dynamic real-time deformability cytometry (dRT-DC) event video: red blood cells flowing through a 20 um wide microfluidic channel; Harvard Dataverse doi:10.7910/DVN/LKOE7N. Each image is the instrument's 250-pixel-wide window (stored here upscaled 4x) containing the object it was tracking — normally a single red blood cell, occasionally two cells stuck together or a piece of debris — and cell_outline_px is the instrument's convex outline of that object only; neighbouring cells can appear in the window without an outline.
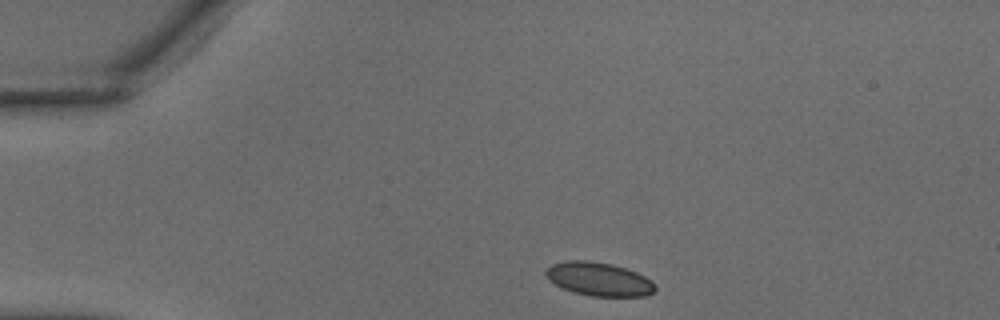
{"species": "common noctule bat (a hibernating species)", "species_latin": "Nyctalus noctula", "temperature_condition": "warm", "stored_images_in_passage": 30, "camera_frame_rate_fps": 3000, "um_per_image_px": 0.085, "animal": {"sex": "male", "body_mass_g": 18.8}, "frame": {"image": 1, "passage_image": 1, "time_ms": 0.0, "image_size_px": [1000, 320], "cell_outline_px": [[656, 288], [652, 292], [644, 296], [592, 296], [572, 292], [548, 280], [544, 276], [544, 272], [552, 264], [568, 260], [584, 260], [612, 264], [636, 272], [652, 280], [656, 284]], "centroid_in_image_um": [50.89, 23.72], "position_along_channel_um": 34.1, "area_um2": 21.33}}
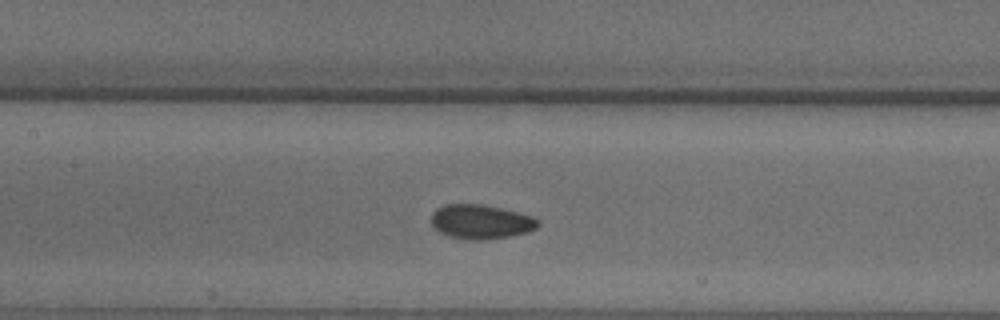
{"frame": {"image": 2, "passage_image": 11, "time_ms": 3.333, "image_size_px": [1000, 320], "cell_outline_px": [[540, 224], [536, 228], [528, 232], [512, 236], [484, 240], [464, 240], [448, 236], [440, 232], [432, 224], [432, 212], [436, 208], [444, 204], [484, 204], [532, 216], [540, 220]], "centroid_in_image_um": [40.88, 18.86], "position_along_channel_um": 166.5, "area_um2": 21.56}}
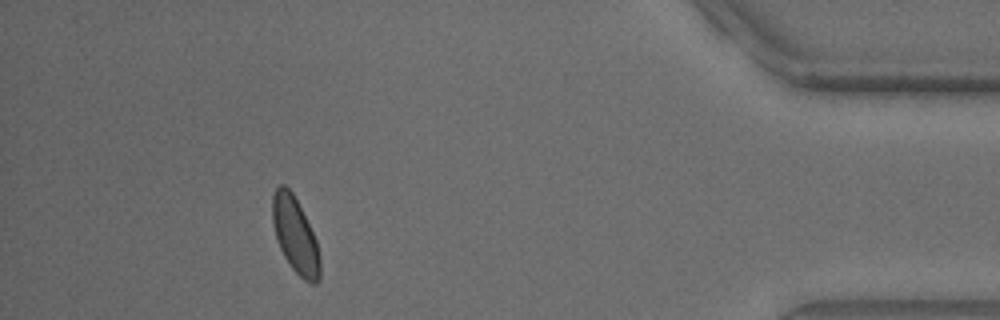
{"frame": {"image": 3, "passage_image": 27, "time_ms": 8.667, "image_size_px": [1000, 320], "cell_outline_px": [[320, 280], [316, 284], [312, 284], [304, 280], [292, 268], [284, 256], [276, 240], [272, 224], [272, 196], [276, 188], [280, 184], [284, 184], [292, 192], [316, 240], [320, 260]], "centroid_in_image_um": [25.07, 20.01], "position_along_channel_um": 410.1, "area_um2": 20.81}}